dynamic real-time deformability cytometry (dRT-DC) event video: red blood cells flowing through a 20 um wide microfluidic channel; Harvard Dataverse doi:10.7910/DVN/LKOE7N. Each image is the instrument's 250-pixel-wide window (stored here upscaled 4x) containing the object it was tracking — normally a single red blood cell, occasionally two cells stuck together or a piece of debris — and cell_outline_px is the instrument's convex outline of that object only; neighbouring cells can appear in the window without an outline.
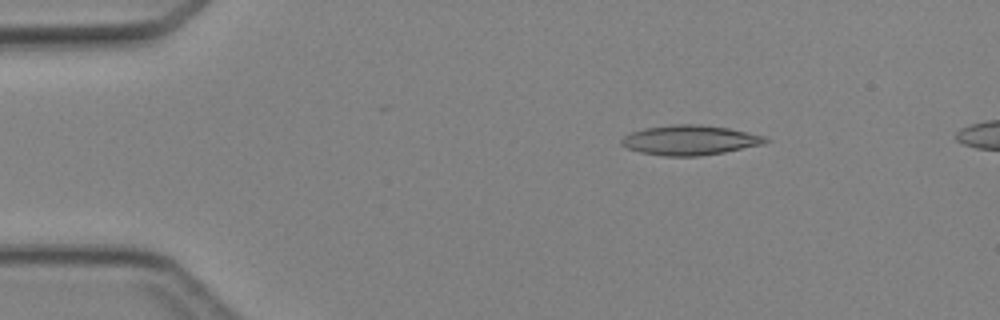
{"species": "Egyptian fruit bat (a non-hibernating species)", "species_latin": "Rousettus aegyptiacus", "temperature_condition": "cold", "stored_images_in_passage": 5, "camera_frame_rate_fps": 3000, "um_per_image_px": 0.085, "animal": {"sex": "female"}, "frame": {"image": 1, "passage_image": 2, "time_ms": 1.333, "image_size_px": [1000, 320], "cell_outline_px": [[768, 140], [764, 144], [724, 152], [700, 156], [664, 156], [640, 152], [628, 148], [620, 144], [620, 140], [624, 136], [632, 132], [644, 128], [672, 124], [700, 124], [728, 128], [764, 136]], "centroid_in_image_um": [58.61, 11.91], "position_along_channel_um": 26.4, "area_um2": 24.91}}
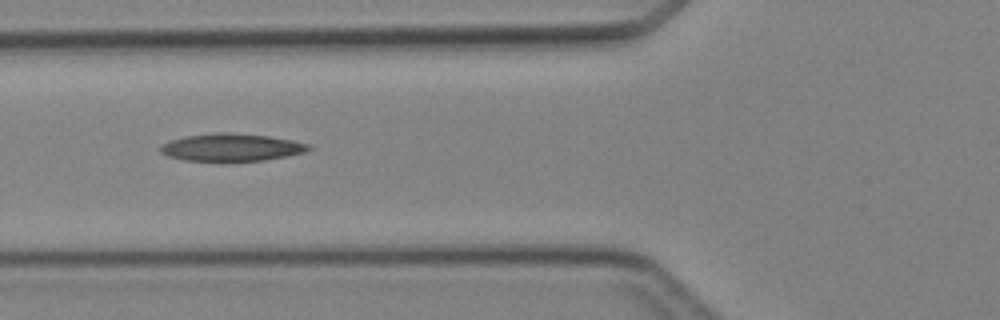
{"frame": {"image": 2, "passage_image": 5, "time_ms": 4.667, "image_size_px": [1000, 320], "cell_outline_px": [[312, 148], [304, 152], [288, 156], [264, 160], [184, 160], [168, 156], [160, 152], [160, 144], [184, 136], [220, 132], [232, 132], [268, 136], [292, 140], [312, 144]], "centroid_in_image_um": [19.7, 12.51], "position_along_channel_um": 106.1, "area_um2": 23.64}}